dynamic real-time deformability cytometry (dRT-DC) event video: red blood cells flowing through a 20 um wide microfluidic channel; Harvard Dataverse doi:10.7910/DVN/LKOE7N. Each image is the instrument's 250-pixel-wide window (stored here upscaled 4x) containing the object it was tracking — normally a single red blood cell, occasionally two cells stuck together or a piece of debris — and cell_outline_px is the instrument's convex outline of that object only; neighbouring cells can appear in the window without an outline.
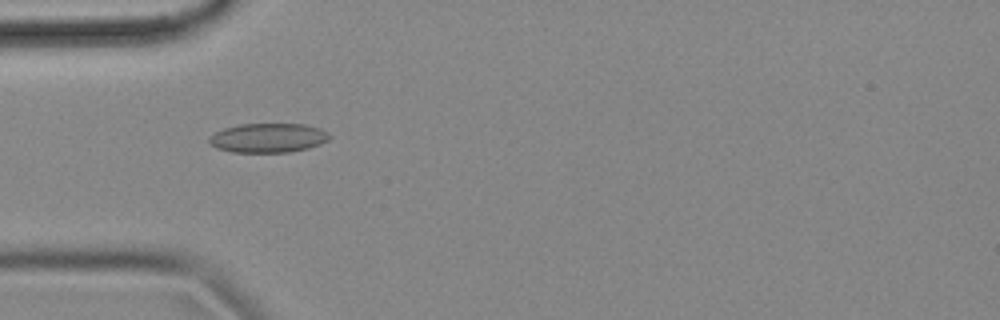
{"species": "common noctule bat (a hibernating species)", "species_latin": "Nyctalus noctula", "temperature_condition": "cold", "stored_images_in_passage": 55, "camera_frame_rate_fps": 3000, "um_per_image_px": 0.085, "animal": {"sex": "female", "body_mass_g": 18.4}, "frame": {"image": 1, "passage_image": 16, "time_ms": 5.0, "image_size_px": [1000, 320], "cell_outline_px": [[332, 136], [328, 140], [320, 144], [308, 148], [288, 152], [232, 152], [216, 148], [208, 140], [216, 132], [224, 128], [240, 124], [304, 124], [320, 128], [328, 132]], "centroid_in_image_um": [22.83, 11.72], "position_along_channel_um": 62.2, "area_um2": 20.46}}
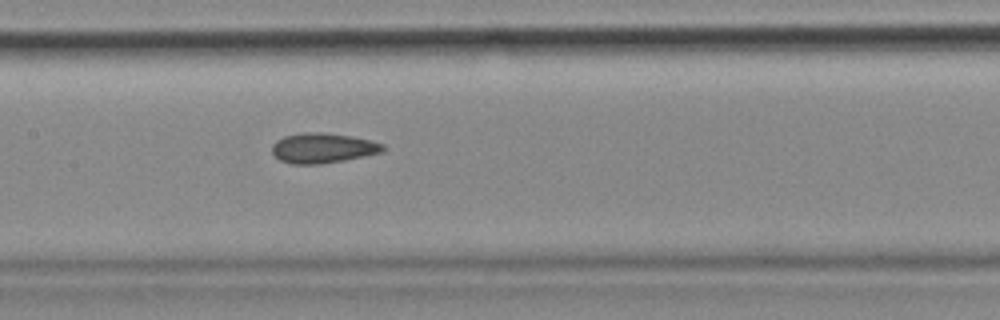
{"frame": {"image": 2, "passage_image": 26, "time_ms": 8.333, "image_size_px": [1000, 320], "cell_outline_px": [[388, 148], [380, 152], [364, 156], [344, 160], [320, 164], [292, 164], [280, 160], [272, 152], [272, 144], [276, 140], [284, 136], [304, 132], [324, 132], [352, 136], [372, 140], [384, 144]], "centroid_in_image_um": [27.45, 12.57], "position_along_channel_um": 179.9, "area_um2": 19.54}}
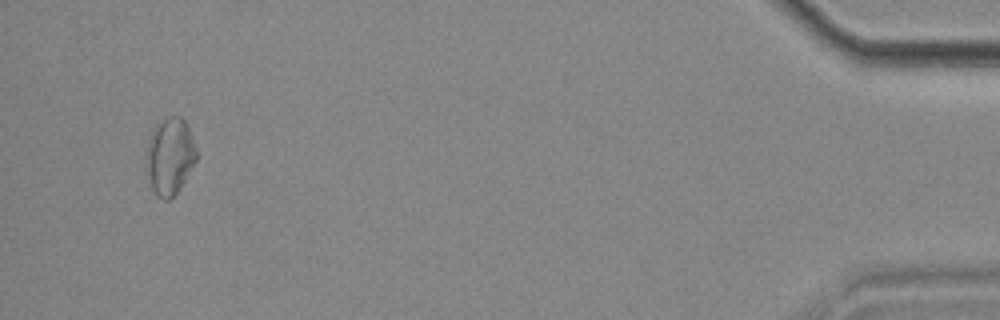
{"frame": {"image": 3, "passage_image": 53, "time_ms": 17.333, "image_size_px": [1000, 320], "cell_outline_px": [[196, 160], [180, 188], [168, 200], [164, 200], [156, 196], [144, 172], [144, 160], [148, 140], [156, 124], [172, 116], [180, 116], [184, 120], [188, 128], [196, 148]], "centroid_in_image_um": [14.38, 13.32], "position_along_channel_um": 420.8, "area_um2": 22.6}, "authors_computed_cell_mechanics": {"area_um2": 19.5942, "velocity_mm_per_s": 3.5561, "shape_relaxation_time_tau1_ms": null, "shape_relaxation_time_tau2_ms": 4.3652, "deformation_change_tau1": null, "deformation_change_tau2": 0.0955}}